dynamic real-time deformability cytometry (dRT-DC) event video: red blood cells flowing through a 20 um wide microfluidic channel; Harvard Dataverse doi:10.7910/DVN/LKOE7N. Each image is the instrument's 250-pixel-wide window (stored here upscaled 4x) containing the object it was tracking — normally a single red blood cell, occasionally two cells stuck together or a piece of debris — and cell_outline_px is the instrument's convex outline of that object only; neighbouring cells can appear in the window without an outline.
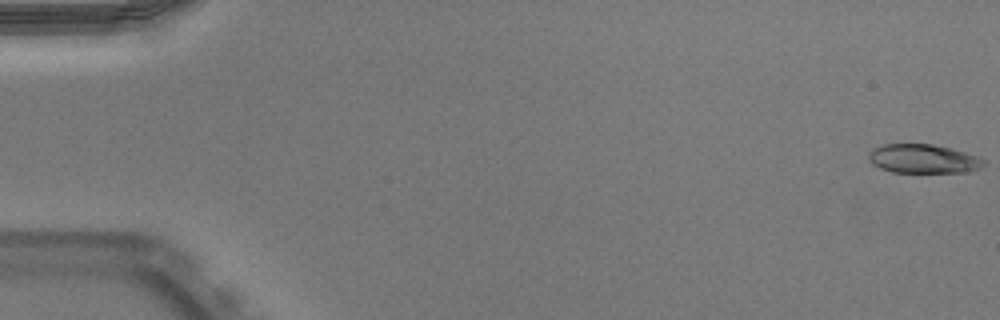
{"species": "Egyptian fruit bat (a non-hibernating species)", "species_latin": "Rousettus aegyptiacus", "temperature_condition": "warm", "stored_images_in_passage": 16, "camera_frame_rate_fps": 3000, "um_per_image_px": 0.085, "animal": {"sex": "male"}, "frame": {"image": 1, "passage_image": 1, "time_ms": 0.0, "image_size_px": [1000, 320], "cell_outline_px": [[984, 164], [980, 168], [968, 172], [892, 172], [880, 168], [872, 164], [868, 160], [868, 152], [872, 148], [884, 144], [932, 144], [964, 152], [976, 156], [984, 160]], "centroid_in_image_um": [78.42, 13.5], "position_along_channel_um": 6.6, "area_um2": 19.36}}
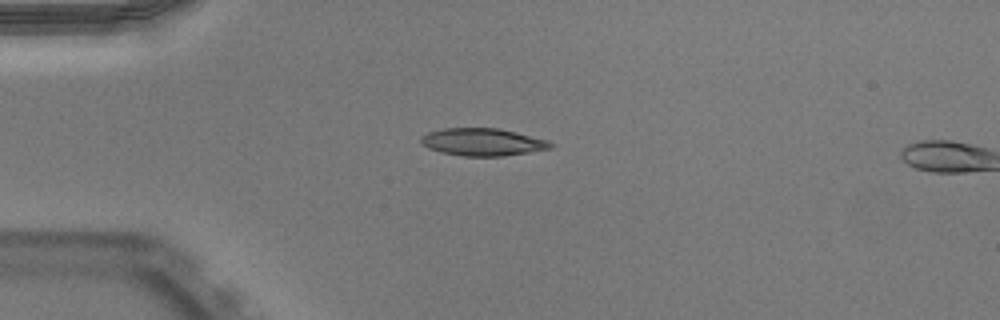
{"frame": {"image": 2, "passage_image": 14, "time_ms": 4.333, "image_size_px": [1000, 320], "cell_outline_px": [[556, 144], [552, 148], [504, 156], [460, 156], [440, 152], [428, 148], [420, 144], [420, 136], [428, 132], [444, 128], [500, 128], [548, 140]], "centroid_in_image_um": [41.01, 12.07], "position_along_channel_um": 44.0, "area_um2": 20.98}}